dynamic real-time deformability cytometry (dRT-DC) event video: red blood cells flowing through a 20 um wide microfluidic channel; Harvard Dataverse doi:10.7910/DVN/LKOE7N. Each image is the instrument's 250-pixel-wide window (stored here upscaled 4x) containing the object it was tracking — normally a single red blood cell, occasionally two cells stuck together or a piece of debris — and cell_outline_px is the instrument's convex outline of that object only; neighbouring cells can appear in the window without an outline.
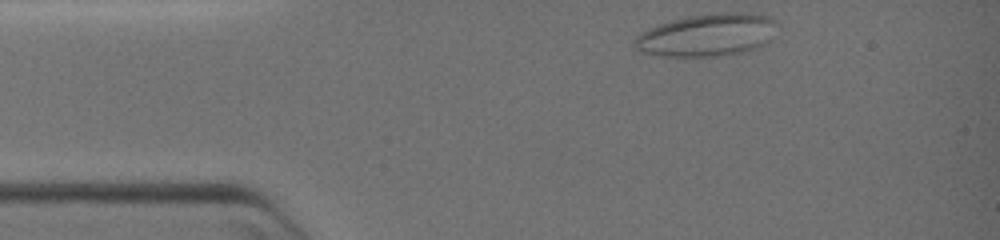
{"species": "common noctule bat (a hibernating species)", "species_latin": "Nyctalus noctula", "temperature_condition": "warm", "stored_images_in_passage": 44, "camera_frame_rate_fps": 3000, "um_per_image_px": 0.085, "animal": {"sex": "female", "body_mass_g": 19.0, "forearm_length_mm": 51.5}, "frame": {"image": 1, "passage_image": 1, "time_ms": 0.0, "image_size_px": [1000, 240], "cell_outline_px": [[780, 24], [772, 40], [768, 44], [756, 48], [740, 52], [720, 56], [660, 56], [640, 52], [632, 48], [636, 40], [644, 32], [660, 24], [692, 16], [724, 12], [740, 12], [768, 16], [776, 20]], "centroid_in_image_um": [60.22, 2.99], "position_along_channel_um": 24.8, "area_um2": 35.26}}
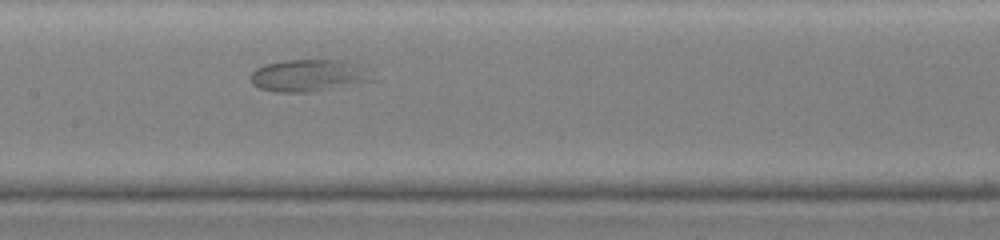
{"frame": {"image": 2, "passage_image": 21, "time_ms": 6.667, "image_size_px": [1000, 240], "cell_outline_px": [[376, 80], [312, 92], [276, 92], [260, 88], [252, 84], [252, 72], [256, 68], [264, 64], [284, 60], [336, 60], [372, 68]], "centroid_in_image_um": [26.3, 6.42], "position_along_channel_um": 181.1, "area_um2": 22.95}}
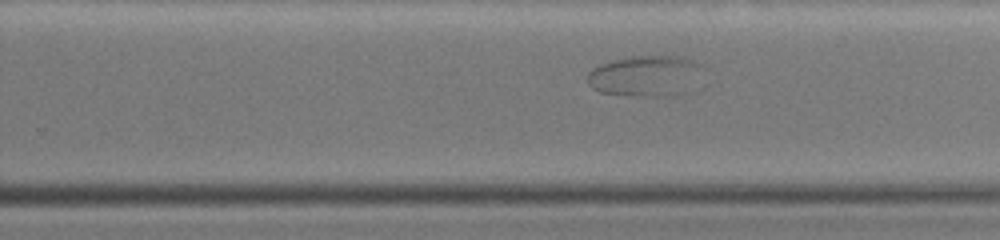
{"frame": {"image": 3, "passage_image": 30, "time_ms": 9.667, "image_size_px": [1000, 240], "cell_outline_px": [[700, 64], [692, 92], [676, 96], [644, 96], [600, 92], [592, 88], [588, 84], [588, 72], [592, 68], [600, 64], [612, 60], [636, 56], [680, 56], [692, 60]], "centroid_in_image_um": [54.86, 6.47], "position_along_channel_um": 274.9, "area_um2": 27.46}}